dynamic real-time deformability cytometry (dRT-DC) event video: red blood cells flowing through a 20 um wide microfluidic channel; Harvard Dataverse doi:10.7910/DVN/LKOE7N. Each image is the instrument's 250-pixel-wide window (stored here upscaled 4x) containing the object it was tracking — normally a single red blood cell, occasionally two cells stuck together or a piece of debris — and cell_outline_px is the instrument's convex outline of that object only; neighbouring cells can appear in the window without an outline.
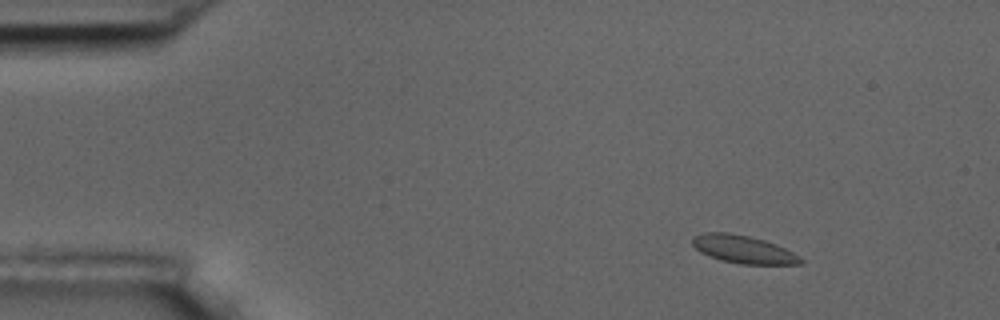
{"species": "common noctule bat (a hibernating species)", "species_latin": "Nyctalus noctula", "temperature_condition": "room temperature", "stored_images_in_passage": 5, "camera_frame_rate_fps": 3000, "um_per_image_px": 0.085, "animal": {"sex": "male", "body_mass_g": 17.5, "forearm_length_mm": 52.3}, "frame": {"image": 1, "passage_image": 3, "time_ms": 2.333, "image_size_px": [1000, 320], "cell_outline_px": [[804, 264], [740, 264], [720, 260], [700, 252], [692, 244], [692, 240], [696, 236], [704, 232], [728, 232], [748, 236], [764, 240], [776, 244], [800, 256], [804, 260]], "centroid_in_image_um": [63.2, 21.2], "position_along_channel_um": 21.8, "area_um2": 17.51}}
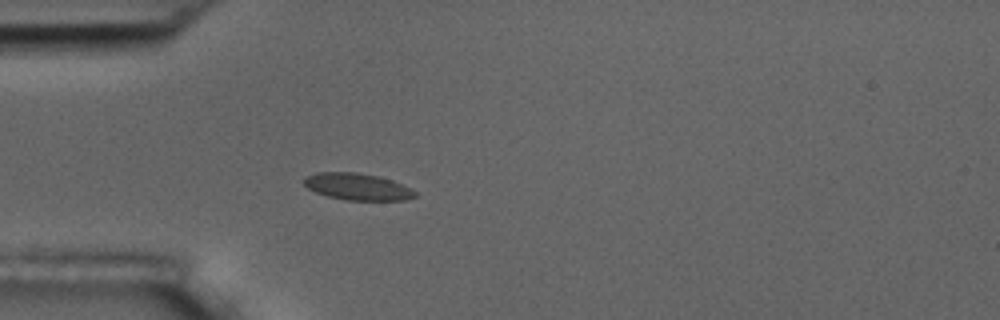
{"frame": {"image": 2, "passage_image": 5, "time_ms": 5.333, "image_size_px": [1000, 320], "cell_outline_px": [[416, 196], [404, 200], [344, 200], [328, 196], [316, 192], [308, 188], [300, 180], [304, 176], [316, 172], [356, 172], [376, 176], [392, 180], [416, 192]], "centroid_in_image_um": [30.3, 15.86], "position_along_channel_um": 54.7, "area_um2": 17.28}}